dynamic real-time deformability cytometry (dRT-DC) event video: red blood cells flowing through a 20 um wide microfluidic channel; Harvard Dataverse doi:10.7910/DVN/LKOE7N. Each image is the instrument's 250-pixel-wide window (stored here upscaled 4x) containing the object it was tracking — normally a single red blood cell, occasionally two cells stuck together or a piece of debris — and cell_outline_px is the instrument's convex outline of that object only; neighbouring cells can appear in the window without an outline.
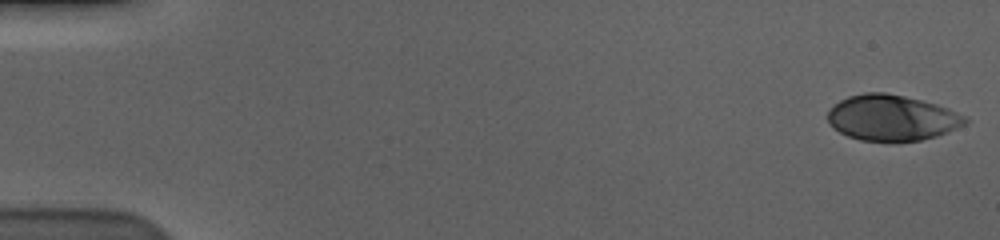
{"species": "human", "species_latin": "Homo sapiens", "temperature_condition": "cold", "stored_images_in_passage": 58, "camera_frame_rate_fps": 3000, "um_per_image_px": 0.085, "donor": {"sex": "male"}, "frame": {"image": 1, "passage_image": 1, "time_ms": 0.0, "image_size_px": [1000, 240], "cell_outline_px": [[968, 120], [964, 124], [948, 132], [936, 136], [920, 140], [860, 140], [848, 136], [832, 128], [828, 120], [828, 112], [840, 100], [848, 96], [864, 92], [884, 92], [904, 96], [936, 104], [948, 108], [964, 116]], "centroid_in_image_um": [75.79, 10.0], "position_along_channel_um": 9.2, "area_um2": 36.13}}
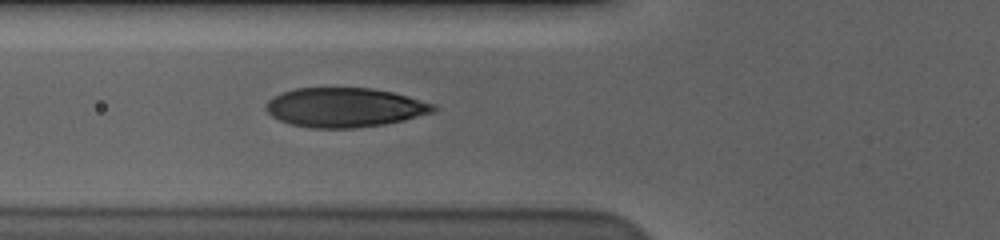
{"frame": {"image": 2, "passage_image": 22, "time_ms": 7.0, "image_size_px": [1000, 240], "cell_outline_px": [[440, 108], [432, 112], [404, 120], [384, 124], [356, 128], [312, 128], [292, 124], [280, 120], [272, 116], [264, 108], [264, 104], [268, 100], [284, 92], [296, 88], [372, 88], [392, 92], [408, 96], [436, 104]], "centroid_in_image_um": [29.32, 9.13], "position_along_channel_um": 96.5, "area_um2": 38.38}}
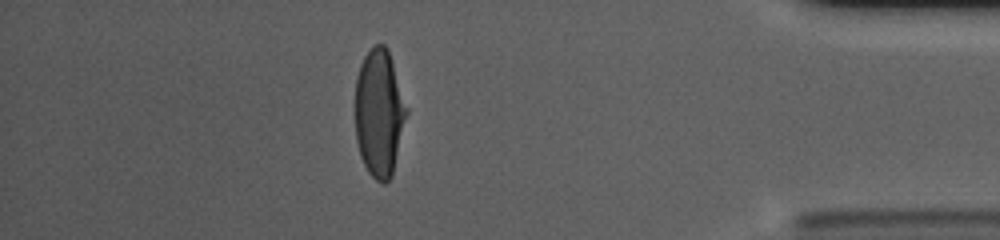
{"frame": {"image": 3, "passage_image": 51, "time_ms": 16.667, "image_size_px": [1000, 240], "cell_outline_px": [[408, 112], [392, 176], [384, 184], [380, 184], [368, 172], [360, 156], [356, 140], [356, 76], [360, 64], [364, 56], [376, 44], [384, 44], [388, 48], [408, 108]], "centroid_in_image_um": [32.24, 9.61], "position_along_channel_um": 403.0, "area_um2": 38.32}, "authors_computed_cell_mechanics": {"area_um2": 38.8127, "velocity_mm_per_s": 3.56, "shape_relaxation_time_tau1_ms": 3.998, "shape_relaxation_time_tau2_ms": null, "deformation_change_tau1": 0.1888, "deformation_change_tau2": null}}